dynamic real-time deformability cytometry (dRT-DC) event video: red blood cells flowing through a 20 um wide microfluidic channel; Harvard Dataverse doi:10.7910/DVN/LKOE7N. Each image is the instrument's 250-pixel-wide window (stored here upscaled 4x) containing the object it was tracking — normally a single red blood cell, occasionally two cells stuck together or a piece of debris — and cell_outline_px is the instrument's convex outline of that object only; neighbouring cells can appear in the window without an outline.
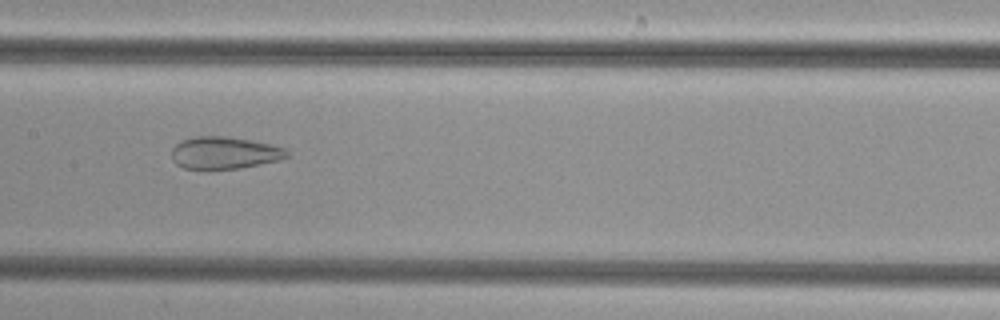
{"species": "common noctule bat (a hibernating species)", "species_latin": "Nyctalus noctula", "temperature_condition": "cold", "stored_images_in_passage": 50, "camera_frame_rate_fps": 3000, "um_per_image_px": 0.085, "animal": {"sex": "female", "body_mass_g": 29.2, "forearm_length_mm": 56.3}, "frame": {"image": 1, "passage_image": 25, "time_ms": 8.0, "image_size_px": [1000, 320], "cell_outline_px": [[288, 156], [280, 160], [240, 168], [184, 168], [176, 164], [172, 160], [172, 148], [180, 140], [192, 136], [224, 136], [252, 140], [288, 148]], "centroid_in_image_um": [19.08, 12.97], "position_along_channel_um": 188.3, "area_um2": 21.68}}
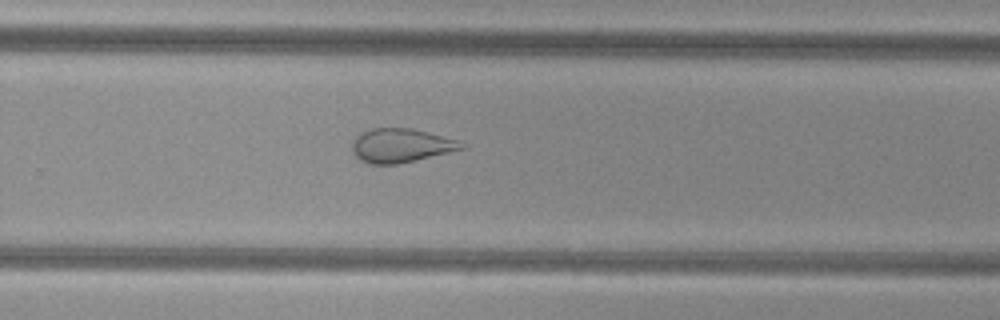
{"frame": {"image": 2, "passage_image": 33, "time_ms": 10.667, "image_size_px": [1000, 320], "cell_outline_px": [[468, 148], [400, 164], [368, 164], [360, 160], [352, 152], [352, 140], [356, 136], [372, 128], [412, 128], [460, 140], [468, 144]], "centroid_in_image_um": [34.14, 12.37], "position_along_channel_um": 295.7, "area_um2": 22.02}}
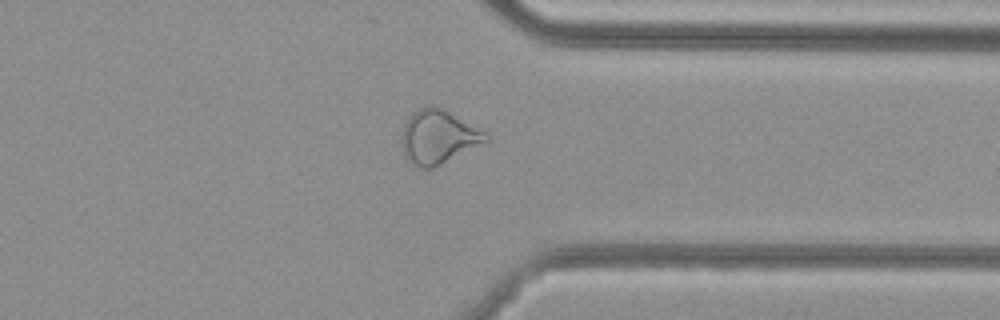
{"frame": {"image": 3, "passage_image": 39, "time_ms": 12.667, "image_size_px": [1000, 320], "cell_outline_px": [[492, 140], [432, 168], [420, 168], [412, 164], [404, 156], [400, 136], [404, 124], [412, 112], [428, 104], [436, 104], [484, 132]], "centroid_in_image_um": [37.22, 11.62], "position_along_channel_um": 374.2, "area_um2": 26.53}}